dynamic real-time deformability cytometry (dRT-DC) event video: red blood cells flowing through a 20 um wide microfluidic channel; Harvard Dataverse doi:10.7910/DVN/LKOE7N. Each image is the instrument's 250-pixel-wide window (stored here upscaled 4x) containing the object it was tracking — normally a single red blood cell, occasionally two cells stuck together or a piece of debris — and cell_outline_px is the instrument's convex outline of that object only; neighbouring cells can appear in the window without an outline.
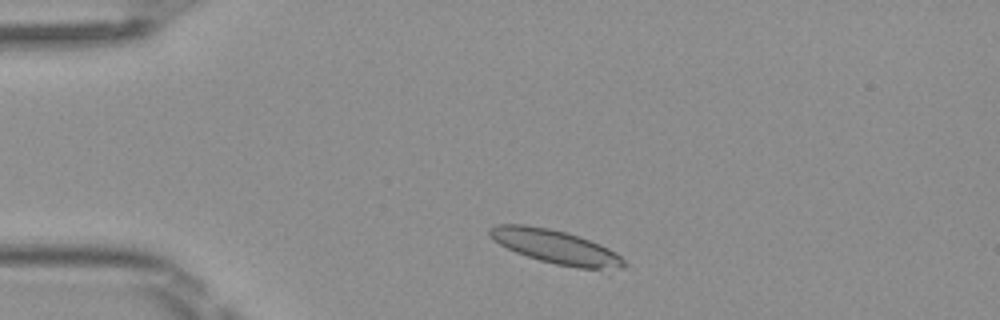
{"species": "Egyptian fruit bat (a non-hibernating species)", "species_latin": "Rousettus aegyptiacus", "temperature_condition": "room temperature", "stored_images_in_passage": 43, "camera_frame_rate_fps": 3000, "um_per_image_px": 0.085, "frame": {"image": 1, "passage_image": 4, "time_ms": 1.0, "image_size_px": [1000, 320], "cell_outline_px": [[628, 264], [624, 268], [576, 268], [556, 264], [540, 260], [516, 252], [500, 244], [488, 236], [488, 228], [496, 224], [524, 224], [548, 228], [568, 232], [580, 236], [600, 244], [616, 252]], "centroid_in_image_um": [47.22, 20.96], "position_along_channel_um": 37.8, "area_um2": 26.41}}
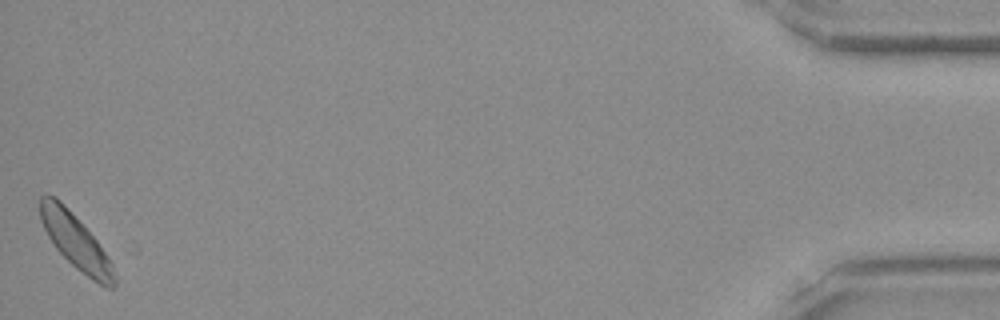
{"frame": {"image": 2, "passage_image": 43, "time_ms": 14.0, "image_size_px": [1000, 320], "cell_outline_px": [[116, 284], [112, 288], [108, 288], [92, 280], [76, 268], [56, 248], [48, 236], [40, 220], [40, 196], [56, 196], [68, 208], [96, 240], [112, 264], [116, 276]], "centroid_in_image_um": [6.43, 20.55], "position_along_channel_um": 428.8, "area_um2": 23.12}}